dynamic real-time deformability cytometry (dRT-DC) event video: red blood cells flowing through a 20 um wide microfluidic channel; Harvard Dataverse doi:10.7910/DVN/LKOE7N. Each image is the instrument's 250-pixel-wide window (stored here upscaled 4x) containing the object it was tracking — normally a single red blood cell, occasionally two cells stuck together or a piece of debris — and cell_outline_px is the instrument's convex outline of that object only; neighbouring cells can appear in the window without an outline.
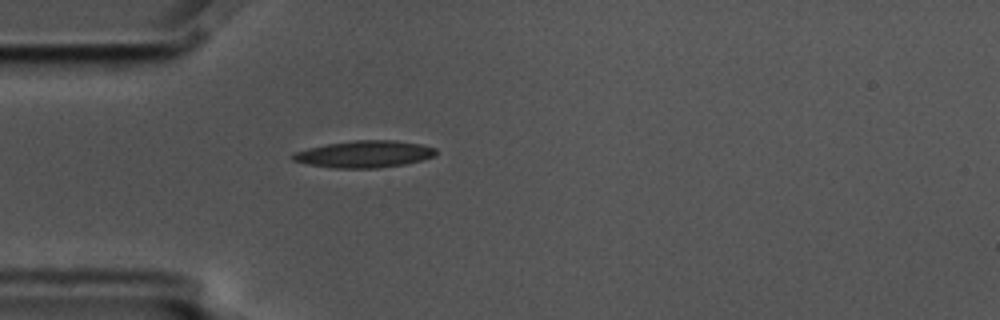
{"species": "common noctule bat (a hibernating species)", "species_latin": "Nyctalus noctula", "temperature_condition": "cold", "stored_images_in_passage": 1, "camera_frame_rate_fps": 3000, "um_per_image_px": 0.085, "animal": {"sex": "male", "body_mass_g": 17.5, "forearm_length_mm": 52.3}, "frame": {"image": 1, "passage_image": 1, "time_ms": 0.0, "image_size_px": [1000, 320], "cell_outline_px": [[436, 156], [404, 164], [376, 168], [332, 168], [308, 164], [292, 160], [288, 156], [292, 152], [308, 148], [328, 144], [356, 140], [396, 140], [420, 144], [436, 148]], "centroid_in_image_um": [30.93, 13.1], "position_along_channel_um": 54.1, "area_um2": 22.48}}